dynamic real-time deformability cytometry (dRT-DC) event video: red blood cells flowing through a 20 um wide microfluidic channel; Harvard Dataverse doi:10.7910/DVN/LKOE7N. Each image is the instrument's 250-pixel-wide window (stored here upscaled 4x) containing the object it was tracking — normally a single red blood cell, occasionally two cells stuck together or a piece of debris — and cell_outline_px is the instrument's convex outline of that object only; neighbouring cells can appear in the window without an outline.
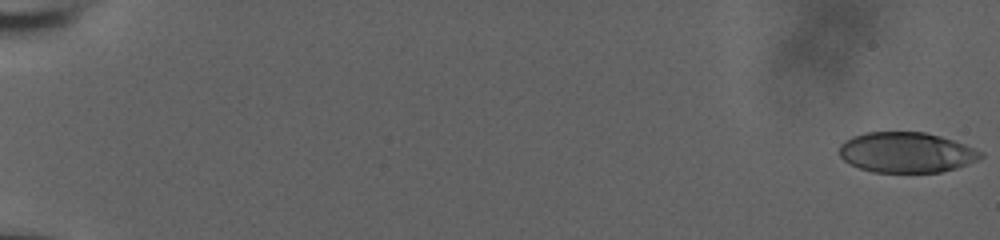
{"species": "human", "species_latin": "Homo sapiens", "temperature_condition": "room temperature", "stored_images_in_passage": 21, "camera_frame_rate_fps": 3000, "um_per_image_px": 0.085, "donor": {"sex": "male"}, "frame": {"image": 1, "passage_image": 1, "time_ms": 0.0, "image_size_px": [1000, 240], "cell_outline_px": [[984, 156], [968, 164], [956, 168], [940, 172], [872, 172], [860, 168], [844, 160], [840, 156], [840, 144], [844, 140], [852, 136], [864, 132], [924, 132], [940, 136], [964, 144], [984, 152]], "centroid_in_image_um": [77.04, 12.95], "position_along_channel_um": 8.0, "area_um2": 33.23}}
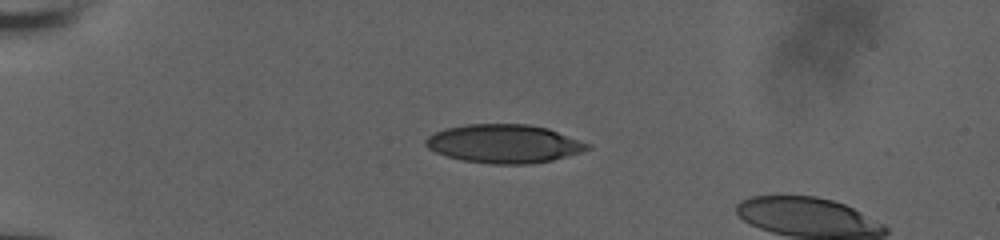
{"frame": {"image": 2, "passage_image": 17, "time_ms": 5.333, "image_size_px": [1000, 240], "cell_outline_px": [[592, 148], [580, 152], [552, 160], [532, 164], [492, 164], [464, 160], [444, 156], [428, 148], [424, 144], [424, 140], [428, 136], [444, 128], [468, 124], [528, 124], [548, 128], [592, 144]], "centroid_in_image_um": [42.85, 12.21], "position_along_channel_um": 42.2, "area_um2": 36.47}}